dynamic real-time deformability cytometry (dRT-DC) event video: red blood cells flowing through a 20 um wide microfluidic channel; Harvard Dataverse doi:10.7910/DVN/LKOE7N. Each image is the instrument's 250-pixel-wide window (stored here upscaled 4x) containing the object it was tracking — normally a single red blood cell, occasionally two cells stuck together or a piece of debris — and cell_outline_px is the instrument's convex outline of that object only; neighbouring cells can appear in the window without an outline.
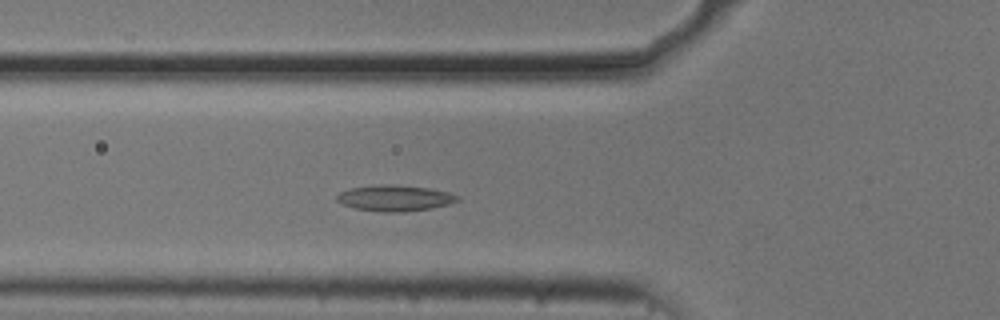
{"species": "common noctule bat (a hibernating species)", "species_latin": "Nyctalus noctula", "temperature_condition": "cold", "stored_images_in_passage": 50, "camera_frame_rate_fps": 3000, "um_per_image_px": 0.085, "animal": {"sex": "male", "body_mass_g": 20.5, "forearm_length_mm": 52.5}, "frame": {"image": 1, "passage_image": 15, "time_ms": 4.667, "image_size_px": [1000, 320], "cell_outline_px": [[460, 200], [448, 204], [432, 208], [400, 212], [380, 212], [356, 208], [344, 204], [336, 200], [336, 196], [340, 192], [348, 188], [380, 184], [388, 184], [428, 188], [448, 192], [460, 196]], "centroid_in_image_um": [33.56, 16.83], "position_along_channel_um": 92.2, "area_um2": 18.21}}
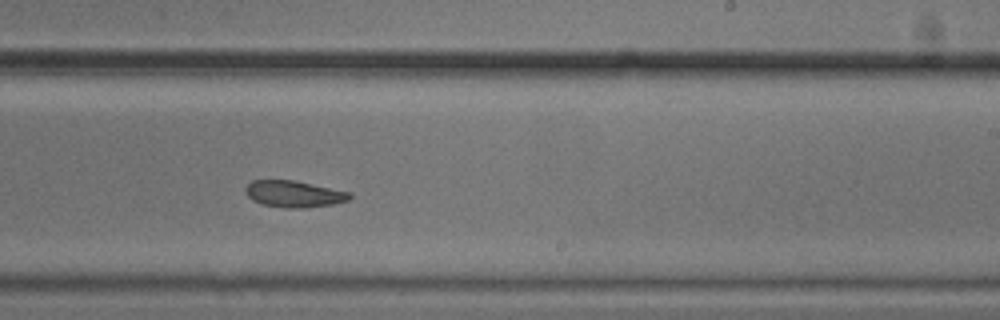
{"frame": {"image": 2, "passage_image": 29, "time_ms": 9.333, "image_size_px": [1000, 320], "cell_outline_px": [[352, 196], [348, 200], [332, 204], [304, 208], [288, 208], [260, 204], [252, 200], [244, 192], [244, 188], [252, 180], [296, 180], [352, 192]], "centroid_in_image_um": [24.98, 16.48], "position_along_channel_um": 264.0, "area_um2": 16.36}}
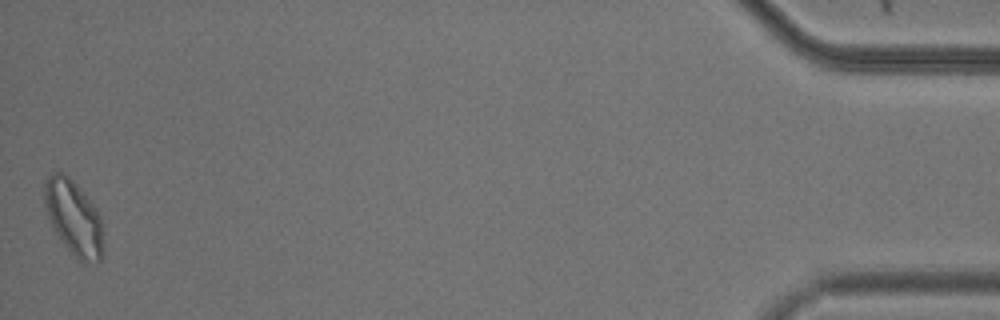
{"frame": {"image": 3, "passage_image": 50, "time_ms": 16.333, "image_size_px": [1000, 320], "cell_outline_px": [[104, 248], [100, 260], [96, 264], [80, 264], [76, 260], [64, 244], [56, 232], [48, 216], [44, 204], [44, 184], [48, 176], [56, 172], [64, 172], [84, 192], [96, 208], [100, 216], [104, 232]], "centroid_in_image_um": [6.31, 18.57], "position_along_channel_um": 428.9, "area_um2": 26.18}, "authors_computed_cell_mechanics": {"area_um2": 17.918, "velocity_mm_per_s": 3.6761, "shape_relaxation_time_tau1_ms": 8.066, "shape_relaxation_time_tau2_ms": null, "deformation_change_tau1": 0.1262, "deformation_change_tau2": null}}